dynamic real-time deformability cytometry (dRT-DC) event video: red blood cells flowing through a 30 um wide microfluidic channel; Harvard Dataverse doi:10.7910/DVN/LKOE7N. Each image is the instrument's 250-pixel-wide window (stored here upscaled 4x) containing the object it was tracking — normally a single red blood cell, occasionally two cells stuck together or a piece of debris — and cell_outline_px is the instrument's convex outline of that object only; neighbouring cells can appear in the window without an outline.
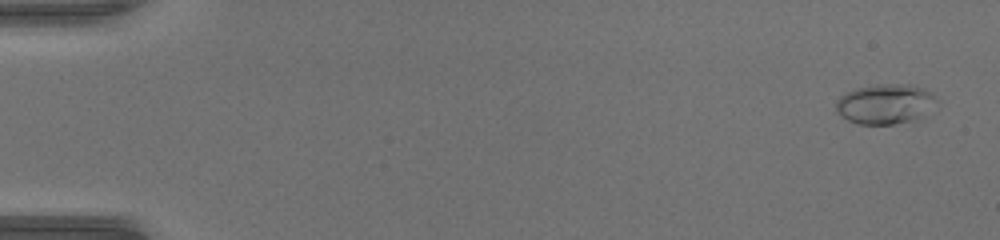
{"species": "common noctule bat (a hibernating species)", "species_latin": "Nyctalus noctula", "temperature_condition": "warm", "stored_images_in_passage": 48, "camera_frame_rate_fps": 3000, "um_per_image_px": 0.085, "animal": {"sex": "female", "body_mass_g": 17.0, "forearm_length_mm": 48.0}, "frame": {"image": 1, "passage_image": 2, "time_ms": 0.333, "image_size_px": [1000, 240], "cell_outline_px": [[940, 100], [924, 120], [892, 124], [856, 124], [848, 120], [836, 112], [836, 100], [844, 92], [856, 88], [876, 84], [908, 84], [924, 88], [932, 92]], "centroid_in_image_um": [75.33, 8.85], "position_along_channel_um": 9.7, "area_um2": 24.39}}
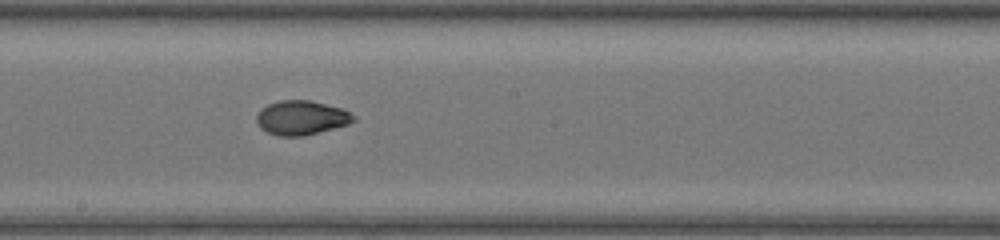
{"frame": {"image": 2, "passage_image": 29, "time_ms": 9.333, "image_size_px": [1000, 240], "cell_outline_px": [[356, 120], [348, 124], [304, 136], [276, 136], [260, 128], [256, 120], [256, 116], [260, 108], [268, 104], [280, 100], [308, 100], [340, 108], [356, 116]], "centroid_in_image_um": [25.58, 10.01], "position_along_channel_um": 222.6, "area_um2": 19.31}}
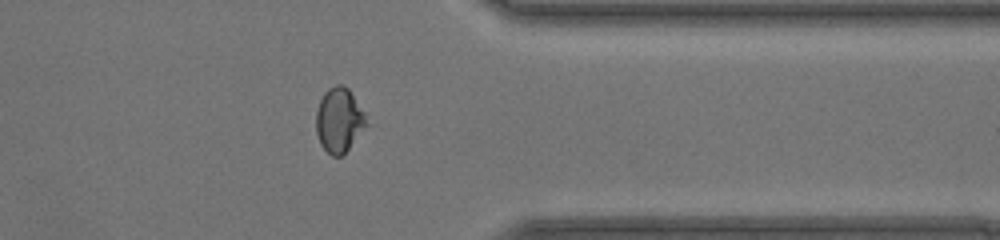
{"frame": {"image": 3, "passage_image": 41, "time_ms": 13.333, "image_size_px": [1000, 240], "cell_outline_px": [[368, 124], [348, 148], [340, 156], [332, 156], [320, 144], [316, 132], [316, 112], [320, 100], [324, 92], [328, 88], [336, 84], [344, 84], [348, 88], [364, 112]], "centroid_in_image_um": [28.81, 10.18], "position_along_channel_um": 382.6, "area_um2": 18.73}, "authors_computed_cell_mechanics": {"area_um2": 18.9873, "velocity_mm_per_s": 4.1825, "shape_relaxation_time_tau1_ms": null, "shape_relaxation_time_tau2_ms": 1.3504, "deformation_change_tau1": null, "deformation_change_tau2": 0.0476}}